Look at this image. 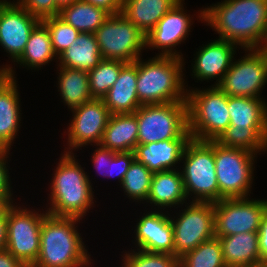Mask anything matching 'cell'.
<instances>
[{
  "instance_id": "6da1fadb",
  "label": "cell",
  "mask_w": 267,
  "mask_h": 267,
  "mask_svg": "<svg viewBox=\"0 0 267 267\" xmlns=\"http://www.w3.org/2000/svg\"><path fill=\"white\" fill-rule=\"evenodd\" d=\"M198 16L217 31L220 39L243 49L266 45L267 0H224L203 8Z\"/></svg>"
},
{
  "instance_id": "7a4b0ae2",
  "label": "cell",
  "mask_w": 267,
  "mask_h": 267,
  "mask_svg": "<svg viewBox=\"0 0 267 267\" xmlns=\"http://www.w3.org/2000/svg\"><path fill=\"white\" fill-rule=\"evenodd\" d=\"M79 218L47 214L41 225L40 252L32 267H86L91 264L75 224Z\"/></svg>"
},
{
  "instance_id": "3957f363",
  "label": "cell",
  "mask_w": 267,
  "mask_h": 267,
  "mask_svg": "<svg viewBox=\"0 0 267 267\" xmlns=\"http://www.w3.org/2000/svg\"><path fill=\"white\" fill-rule=\"evenodd\" d=\"M60 159L51 179V204L46 212L82 219L94 204L92 184L73 153H63Z\"/></svg>"
},
{
  "instance_id": "277c9868",
  "label": "cell",
  "mask_w": 267,
  "mask_h": 267,
  "mask_svg": "<svg viewBox=\"0 0 267 267\" xmlns=\"http://www.w3.org/2000/svg\"><path fill=\"white\" fill-rule=\"evenodd\" d=\"M184 59L156 55L143 62L137 59V96L141 105L187 100L183 71Z\"/></svg>"
},
{
  "instance_id": "5b68a950",
  "label": "cell",
  "mask_w": 267,
  "mask_h": 267,
  "mask_svg": "<svg viewBox=\"0 0 267 267\" xmlns=\"http://www.w3.org/2000/svg\"><path fill=\"white\" fill-rule=\"evenodd\" d=\"M187 90L188 130L192 139L217 140L230 123L228 95L218 86Z\"/></svg>"
},
{
  "instance_id": "8992f818",
  "label": "cell",
  "mask_w": 267,
  "mask_h": 267,
  "mask_svg": "<svg viewBox=\"0 0 267 267\" xmlns=\"http://www.w3.org/2000/svg\"><path fill=\"white\" fill-rule=\"evenodd\" d=\"M182 161L184 165L181 174L187 198L191 194V196L195 195L191 202H218L219 186L214 158V140L191 139L186 145Z\"/></svg>"
},
{
  "instance_id": "52a82bcc",
  "label": "cell",
  "mask_w": 267,
  "mask_h": 267,
  "mask_svg": "<svg viewBox=\"0 0 267 267\" xmlns=\"http://www.w3.org/2000/svg\"><path fill=\"white\" fill-rule=\"evenodd\" d=\"M134 114L138 123V144L192 139L188 130L187 101L141 105Z\"/></svg>"
},
{
  "instance_id": "ba28073f",
  "label": "cell",
  "mask_w": 267,
  "mask_h": 267,
  "mask_svg": "<svg viewBox=\"0 0 267 267\" xmlns=\"http://www.w3.org/2000/svg\"><path fill=\"white\" fill-rule=\"evenodd\" d=\"M257 154L230 148L214 140V158L219 201L248 197L253 181V164Z\"/></svg>"
},
{
  "instance_id": "9c48e42d",
  "label": "cell",
  "mask_w": 267,
  "mask_h": 267,
  "mask_svg": "<svg viewBox=\"0 0 267 267\" xmlns=\"http://www.w3.org/2000/svg\"><path fill=\"white\" fill-rule=\"evenodd\" d=\"M94 34L103 59L133 63L146 47V36L121 13L111 14Z\"/></svg>"
},
{
  "instance_id": "30bf717a",
  "label": "cell",
  "mask_w": 267,
  "mask_h": 267,
  "mask_svg": "<svg viewBox=\"0 0 267 267\" xmlns=\"http://www.w3.org/2000/svg\"><path fill=\"white\" fill-rule=\"evenodd\" d=\"M8 204L6 249L24 266L32 267L40 252L41 225L47 212L38 213Z\"/></svg>"
},
{
  "instance_id": "8fae6325",
  "label": "cell",
  "mask_w": 267,
  "mask_h": 267,
  "mask_svg": "<svg viewBox=\"0 0 267 267\" xmlns=\"http://www.w3.org/2000/svg\"><path fill=\"white\" fill-rule=\"evenodd\" d=\"M244 50L249 53L232 62L217 86L228 96L260 98L267 83V52L264 48Z\"/></svg>"
},
{
  "instance_id": "7c38bea8",
  "label": "cell",
  "mask_w": 267,
  "mask_h": 267,
  "mask_svg": "<svg viewBox=\"0 0 267 267\" xmlns=\"http://www.w3.org/2000/svg\"><path fill=\"white\" fill-rule=\"evenodd\" d=\"M267 200L248 197L226 198L214 203V235L226 237L241 233H258Z\"/></svg>"
},
{
  "instance_id": "4fadbf2b",
  "label": "cell",
  "mask_w": 267,
  "mask_h": 267,
  "mask_svg": "<svg viewBox=\"0 0 267 267\" xmlns=\"http://www.w3.org/2000/svg\"><path fill=\"white\" fill-rule=\"evenodd\" d=\"M189 204L179 214V218L175 220L170 217L174 236V256L178 259L215 236L214 203Z\"/></svg>"
},
{
  "instance_id": "5bb4252c",
  "label": "cell",
  "mask_w": 267,
  "mask_h": 267,
  "mask_svg": "<svg viewBox=\"0 0 267 267\" xmlns=\"http://www.w3.org/2000/svg\"><path fill=\"white\" fill-rule=\"evenodd\" d=\"M73 119L68 127V150L95 143L100 145L111 113L103 99H92L71 109ZM71 150V151H70Z\"/></svg>"
},
{
  "instance_id": "9a60e30c",
  "label": "cell",
  "mask_w": 267,
  "mask_h": 267,
  "mask_svg": "<svg viewBox=\"0 0 267 267\" xmlns=\"http://www.w3.org/2000/svg\"><path fill=\"white\" fill-rule=\"evenodd\" d=\"M40 22L17 2L0 0V45L14 62L22 55L31 32Z\"/></svg>"
},
{
  "instance_id": "2e32d148",
  "label": "cell",
  "mask_w": 267,
  "mask_h": 267,
  "mask_svg": "<svg viewBox=\"0 0 267 267\" xmlns=\"http://www.w3.org/2000/svg\"><path fill=\"white\" fill-rule=\"evenodd\" d=\"M183 1L173 6L146 35V48L162 49L159 56H171L184 59L174 47L186 40L191 27V17L185 13ZM174 50H173V49Z\"/></svg>"
},
{
  "instance_id": "e0dca14e",
  "label": "cell",
  "mask_w": 267,
  "mask_h": 267,
  "mask_svg": "<svg viewBox=\"0 0 267 267\" xmlns=\"http://www.w3.org/2000/svg\"><path fill=\"white\" fill-rule=\"evenodd\" d=\"M135 226L137 250L174 255V236L170 217L163 212L147 213Z\"/></svg>"
},
{
  "instance_id": "ac0fdd59",
  "label": "cell",
  "mask_w": 267,
  "mask_h": 267,
  "mask_svg": "<svg viewBox=\"0 0 267 267\" xmlns=\"http://www.w3.org/2000/svg\"><path fill=\"white\" fill-rule=\"evenodd\" d=\"M236 47L233 42L220 38L203 46L196 52L192 76L200 81L218 78L217 86L234 61Z\"/></svg>"
},
{
  "instance_id": "d6986e66",
  "label": "cell",
  "mask_w": 267,
  "mask_h": 267,
  "mask_svg": "<svg viewBox=\"0 0 267 267\" xmlns=\"http://www.w3.org/2000/svg\"><path fill=\"white\" fill-rule=\"evenodd\" d=\"M190 140L168 139L147 144H137L134 150L135 159L153 173L173 170L176 167L175 164L182 161L184 150Z\"/></svg>"
},
{
  "instance_id": "ffe728a7",
  "label": "cell",
  "mask_w": 267,
  "mask_h": 267,
  "mask_svg": "<svg viewBox=\"0 0 267 267\" xmlns=\"http://www.w3.org/2000/svg\"><path fill=\"white\" fill-rule=\"evenodd\" d=\"M136 85L137 60L120 70L118 79L102 98L111 114H132L141 106Z\"/></svg>"
},
{
  "instance_id": "44dd1931",
  "label": "cell",
  "mask_w": 267,
  "mask_h": 267,
  "mask_svg": "<svg viewBox=\"0 0 267 267\" xmlns=\"http://www.w3.org/2000/svg\"><path fill=\"white\" fill-rule=\"evenodd\" d=\"M15 78L9 77L0 86V148L9 149L19 131L20 103Z\"/></svg>"
},
{
  "instance_id": "7402d4cb",
  "label": "cell",
  "mask_w": 267,
  "mask_h": 267,
  "mask_svg": "<svg viewBox=\"0 0 267 267\" xmlns=\"http://www.w3.org/2000/svg\"><path fill=\"white\" fill-rule=\"evenodd\" d=\"M187 198L181 172L176 169L154 172L146 202L162 209L184 204Z\"/></svg>"
},
{
  "instance_id": "603a6c76",
  "label": "cell",
  "mask_w": 267,
  "mask_h": 267,
  "mask_svg": "<svg viewBox=\"0 0 267 267\" xmlns=\"http://www.w3.org/2000/svg\"><path fill=\"white\" fill-rule=\"evenodd\" d=\"M180 0H122L120 13L145 36Z\"/></svg>"
},
{
  "instance_id": "cb8c5ba5",
  "label": "cell",
  "mask_w": 267,
  "mask_h": 267,
  "mask_svg": "<svg viewBox=\"0 0 267 267\" xmlns=\"http://www.w3.org/2000/svg\"><path fill=\"white\" fill-rule=\"evenodd\" d=\"M138 144L137 117L132 114H111L100 145L114 152H134Z\"/></svg>"
},
{
  "instance_id": "d4e9b609",
  "label": "cell",
  "mask_w": 267,
  "mask_h": 267,
  "mask_svg": "<svg viewBox=\"0 0 267 267\" xmlns=\"http://www.w3.org/2000/svg\"><path fill=\"white\" fill-rule=\"evenodd\" d=\"M226 267H252L260 261L258 233L219 237Z\"/></svg>"
},
{
  "instance_id": "484cf974",
  "label": "cell",
  "mask_w": 267,
  "mask_h": 267,
  "mask_svg": "<svg viewBox=\"0 0 267 267\" xmlns=\"http://www.w3.org/2000/svg\"><path fill=\"white\" fill-rule=\"evenodd\" d=\"M59 66L89 72L102 60L95 34L81 32L72 45L58 56Z\"/></svg>"
},
{
  "instance_id": "4316f807",
  "label": "cell",
  "mask_w": 267,
  "mask_h": 267,
  "mask_svg": "<svg viewBox=\"0 0 267 267\" xmlns=\"http://www.w3.org/2000/svg\"><path fill=\"white\" fill-rule=\"evenodd\" d=\"M229 126L267 127V103L263 98L228 96Z\"/></svg>"
},
{
  "instance_id": "83f0119b",
  "label": "cell",
  "mask_w": 267,
  "mask_h": 267,
  "mask_svg": "<svg viewBox=\"0 0 267 267\" xmlns=\"http://www.w3.org/2000/svg\"><path fill=\"white\" fill-rule=\"evenodd\" d=\"M111 14L101 7L77 0L60 9L59 17L80 33H95Z\"/></svg>"
},
{
  "instance_id": "f1b7e54d",
  "label": "cell",
  "mask_w": 267,
  "mask_h": 267,
  "mask_svg": "<svg viewBox=\"0 0 267 267\" xmlns=\"http://www.w3.org/2000/svg\"><path fill=\"white\" fill-rule=\"evenodd\" d=\"M59 71L58 91L68 109L94 99L89 88L88 72L61 66Z\"/></svg>"
},
{
  "instance_id": "f546056e",
  "label": "cell",
  "mask_w": 267,
  "mask_h": 267,
  "mask_svg": "<svg viewBox=\"0 0 267 267\" xmlns=\"http://www.w3.org/2000/svg\"><path fill=\"white\" fill-rule=\"evenodd\" d=\"M58 59L48 29L40 22L31 32L22 55L15 61L32 69L40 68L53 59Z\"/></svg>"
},
{
  "instance_id": "4dcf8cb0",
  "label": "cell",
  "mask_w": 267,
  "mask_h": 267,
  "mask_svg": "<svg viewBox=\"0 0 267 267\" xmlns=\"http://www.w3.org/2000/svg\"><path fill=\"white\" fill-rule=\"evenodd\" d=\"M216 141L230 148L257 154L267 150V127L241 129L237 126H228Z\"/></svg>"
},
{
  "instance_id": "1f68e13d",
  "label": "cell",
  "mask_w": 267,
  "mask_h": 267,
  "mask_svg": "<svg viewBox=\"0 0 267 267\" xmlns=\"http://www.w3.org/2000/svg\"><path fill=\"white\" fill-rule=\"evenodd\" d=\"M98 146L91 160L96 170H98L97 172H103L102 175L106 177L116 176L121 184L130 164L135 159L134 152H114L101 145ZM104 170L108 173H105Z\"/></svg>"
},
{
  "instance_id": "d6a6232c",
  "label": "cell",
  "mask_w": 267,
  "mask_h": 267,
  "mask_svg": "<svg viewBox=\"0 0 267 267\" xmlns=\"http://www.w3.org/2000/svg\"><path fill=\"white\" fill-rule=\"evenodd\" d=\"M179 267H226L218 237L204 241L179 259Z\"/></svg>"
},
{
  "instance_id": "836d02e7",
  "label": "cell",
  "mask_w": 267,
  "mask_h": 267,
  "mask_svg": "<svg viewBox=\"0 0 267 267\" xmlns=\"http://www.w3.org/2000/svg\"><path fill=\"white\" fill-rule=\"evenodd\" d=\"M127 63L119 60L103 59L88 72L89 88L93 98L102 99L118 79L120 70Z\"/></svg>"
},
{
  "instance_id": "e575fe53",
  "label": "cell",
  "mask_w": 267,
  "mask_h": 267,
  "mask_svg": "<svg viewBox=\"0 0 267 267\" xmlns=\"http://www.w3.org/2000/svg\"><path fill=\"white\" fill-rule=\"evenodd\" d=\"M153 172L134 159L120 185L124 193L134 201H147Z\"/></svg>"
},
{
  "instance_id": "d590c367",
  "label": "cell",
  "mask_w": 267,
  "mask_h": 267,
  "mask_svg": "<svg viewBox=\"0 0 267 267\" xmlns=\"http://www.w3.org/2000/svg\"><path fill=\"white\" fill-rule=\"evenodd\" d=\"M48 29L53 49L57 56L72 45L80 32L68 25L59 16L49 17L41 21Z\"/></svg>"
},
{
  "instance_id": "8d00e7d4",
  "label": "cell",
  "mask_w": 267,
  "mask_h": 267,
  "mask_svg": "<svg viewBox=\"0 0 267 267\" xmlns=\"http://www.w3.org/2000/svg\"><path fill=\"white\" fill-rule=\"evenodd\" d=\"M122 261L129 267H179V259L169 253L138 250L125 252Z\"/></svg>"
},
{
  "instance_id": "74e56055",
  "label": "cell",
  "mask_w": 267,
  "mask_h": 267,
  "mask_svg": "<svg viewBox=\"0 0 267 267\" xmlns=\"http://www.w3.org/2000/svg\"><path fill=\"white\" fill-rule=\"evenodd\" d=\"M17 3L40 21L58 16L60 12L56 0H17Z\"/></svg>"
},
{
  "instance_id": "f35d334b",
  "label": "cell",
  "mask_w": 267,
  "mask_h": 267,
  "mask_svg": "<svg viewBox=\"0 0 267 267\" xmlns=\"http://www.w3.org/2000/svg\"><path fill=\"white\" fill-rule=\"evenodd\" d=\"M9 149H3L0 148V199L5 203V204H10L13 203L12 201V195L11 193V188L10 187V180H9V171H8V166L6 163L8 154H9Z\"/></svg>"
},
{
  "instance_id": "ab89813d",
  "label": "cell",
  "mask_w": 267,
  "mask_h": 267,
  "mask_svg": "<svg viewBox=\"0 0 267 267\" xmlns=\"http://www.w3.org/2000/svg\"><path fill=\"white\" fill-rule=\"evenodd\" d=\"M258 242L260 261L267 262V207L262 216L260 227L258 230Z\"/></svg>"
},
{
  "instance_id": "60d3db41",
  "label": "cell",
  "mask_w": 267,
  "mask_h": 267,
  "mask_svg": "<svg viewBox=\"0 0 267 267\" xmlns=\"http://www.w3.org/2000/svg\"><path fill=\"white\" fill-rule=\"evenodd\" d=\"M8 234V204L0 211V251L6 249Z\"/></svg>"
},
{
  "instance_id": "b9f144b4",
  "label": "cell",
  "mask_w": 267,
  "mask_h": 267,
  "mask_svg": "<svg viewBox=\"0 0 267 267\" xmlns=\"http://www.w3.org/2000/svg\"><path fill=\"white\" fill-rule=\"evenodd\" d=\"M93 4L94 6L101 7L108 11L110 14H118L121 11L122 0H83Z\"/></svg>"
},
{
  "instance_id": "7bdbcfd3",
  "label": "cell",
  "mask_w": 267,
  "mask_h": 267,
  "mask_svg": "<svg viewBox=\"0 0 267 267\" xmlns=\"http://www.w3.org/2000/svg\"><path fill=\"white\" fill-rule=\"evenodd\" d=\"M0 267H26L14 256H12L7 249L0 251Z\"/></svg>"
},
{
  "instance_id": "ee69618b",
  "label": "cell",
  "mask_w": 267,
  "mask_h": 267,
  "mask_svg": "<svg viewBox=\"0 0 267 267\" xmlns=\"http://www.w3.org/2000/svg\"><path fill=\"white\" fill-rule=\"evenodd\" d=\"M13 68L9 65L4 66L3 68H0V86L9 78H16L14 77Z\"/></svg>"
},
{
  "instance_id": "f6af8a7d",
  "label": "cell",
  "mask_w": 267,
  "mask_h": 267,
  "mask_svg": "<svg viewBox=\"0 0 267 267\" xmlns=\"http://www.w3.org/2000/svg\"><path fill=\"white\" fill-rule=\"evenodd\" d=\"M75 1L77 0H56V5L61 9L64 6L71 5Z\"/></svg>"
},
{
  "instance_id": "bcb514c9",
  "label": "cell",
  "mask_w": 267,
  "mask_h": 267,
  "mask_svg": "<svg viewBox=\"0 0 267 267\" xmlns=\"http://www.w3.org/2000/svg\"><path fill=\"white\" fill-rule=\"evenodd\" d=\"M252 267H267V262L259 261L257 264L253 265Z\"/></svg>"
},
{
  "instance_id": "7dc6e473",
  "label": "cell",
  "mask_w": 267,
  "mask_h": 267,
  "mask_svg": "<svg viewBox=\"0 0 267 267\" xmlns=\"http://www.w3.org/2000/svg\"><path fill=\"white\" fill-rule=\"evenodd\" d=\"M5 203L0 199V211L4 208Z\"/></svg>"
},
{
  "instance_id": "c3c4849f",
  "label": "cell",
  "mask_w": 267,
  "mask_h": 267,
  "mask_svg": "<svg viewBox=\"0 0 267 267\" xmlns=\"http://www.w3.org/2000/svg\"><path fill=\"white\" fill-rule=\"evenodd\" d=\"M122 267H129L125 262L122 264Z\"/></svg>"
},
{
  "instance_id": "681fc988",
  "label": "cell",
  "mask_w": 267,
  "mask_h": 267,
  "mask_svg": "<svg viewBox=\"0 0 267 267\" xmlns=\"http://www.w3.org/2000/svg\"><path fill=\"white\" fill-rule=\"evenodd\" d=\"M264 49H265V51L267 52V42H266V45H265Z\"/></svg>"
}]
</instances>
